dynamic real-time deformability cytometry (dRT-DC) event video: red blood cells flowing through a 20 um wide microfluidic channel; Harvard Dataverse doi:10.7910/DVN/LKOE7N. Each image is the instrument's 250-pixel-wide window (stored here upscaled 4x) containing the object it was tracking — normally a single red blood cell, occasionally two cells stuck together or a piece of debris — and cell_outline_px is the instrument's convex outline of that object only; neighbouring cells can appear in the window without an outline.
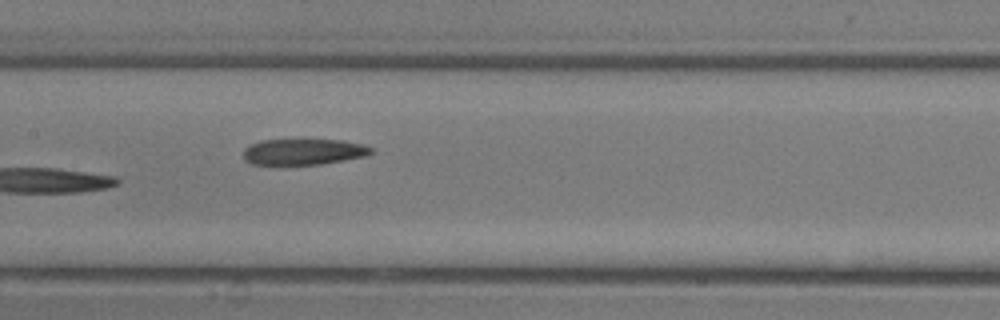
{"species": "common noctule bat (a hibernating species)", "species_latin": "Nyctalus noctula", "temperature_condition": "room temperature", "stored_images_in_passage": 12, "camera_frame_rate_fps": 3000, "um_per_image_px": 0.085, "animal": {"sex": "male", "body_mass_g": 13.3}, "frame": {"image": 1, "passage_image": 12, "time_ms": 3.667, "image_size_px": [1000, 320], "cell_outline_px": [[376, 152], [368, 156], [320, 164], [284, 168], [252, 164], [244, 160], [244, 148], [248, 144], [260, 140], [344, 140], [376, 148]], "centroid_in_image_um": [25.77, 12.95], "position_along_channel_um": 181.6, "area_um2": 20.52}}